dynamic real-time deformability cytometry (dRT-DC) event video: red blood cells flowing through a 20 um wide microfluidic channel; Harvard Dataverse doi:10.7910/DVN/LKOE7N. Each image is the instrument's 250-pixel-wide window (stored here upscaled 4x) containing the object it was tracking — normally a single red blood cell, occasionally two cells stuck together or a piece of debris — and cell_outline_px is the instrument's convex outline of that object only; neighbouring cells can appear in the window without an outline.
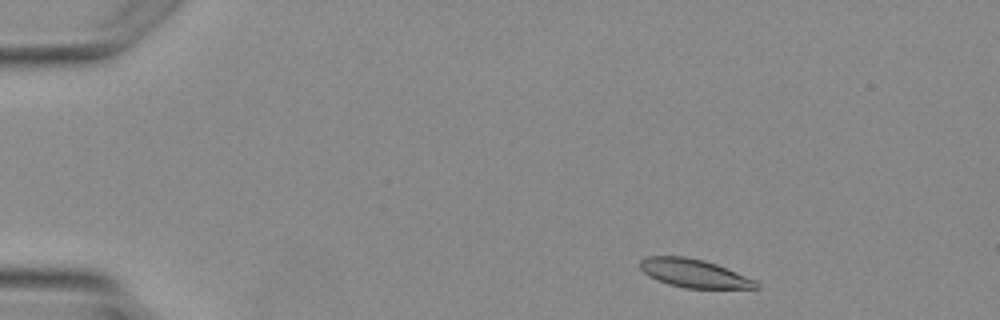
{"species": "Egyptian fruit bat (a non-hibernating species)", "species_latin": "Rousettus aegyptiacus", "temperature_condition": "warm", "stored_images_in_passage": 3, "camera_frame_rate_fps": 3000, "um_per_image_px": 0.085, "animal": {"sex": "female"}, "frame": {"image": 1, "passage_image": 1, "time_ms": 0.0, "image_size_px": [1000, 320], "cell_outline_px": [[760, 288], [684, 288], [668, 284], [648, 276], [640, 268], [640, 260], [644, 256], [684, 256], [704, 260], [716, 264], [756, 280], [760, 284]], "centroid_in_image_um": [58.98, 23.23], "position_along_channel_um": 26.0, "area_um2": 19.19}}